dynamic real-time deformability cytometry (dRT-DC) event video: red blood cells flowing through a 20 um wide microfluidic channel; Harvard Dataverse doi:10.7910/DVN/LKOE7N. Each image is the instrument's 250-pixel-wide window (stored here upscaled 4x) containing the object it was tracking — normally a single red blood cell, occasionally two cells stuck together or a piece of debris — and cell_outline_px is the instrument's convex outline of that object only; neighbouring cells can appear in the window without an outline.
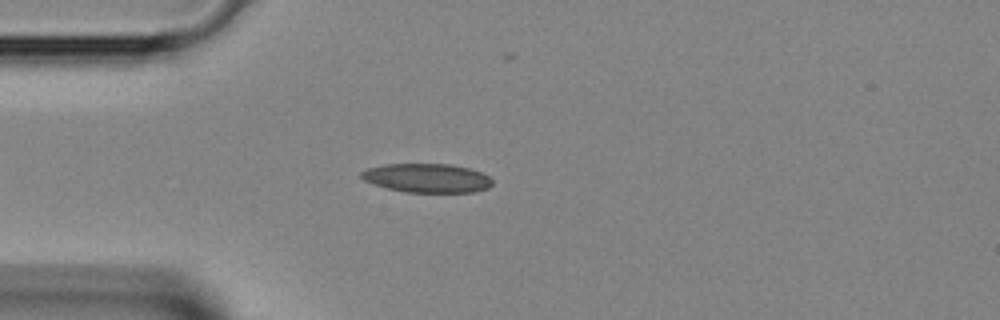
{"species": "Egyptian fruit bat (a non-hibernating species)", "species_latin": "Rousettus aegyptiacus", "temperature_condition": "room temperature", "stored_images_in_passage": 2, "camera_frame_rate_fps": 3000, "um_per_image_px": 0.085, "animal": {"sex": "female"}, "frame": {"image": 1, "passage_image": 2, "time_ms": 0.333, "image_size_px": [1000, 320], "cell_outline_px": [[492, 184], [488, 188], [476, 192], [404, 192], [388, 188], [364, 180], [360, 176], [360, 172], [368, 168], [384, 164], [448, 164], [468, 168], [480, 172], [488, 176], [492, 180]], "centroid_in_image_um": [36.3, 15.13], "position_along_channel_um": 48.7, "area_um2": 21.96}}